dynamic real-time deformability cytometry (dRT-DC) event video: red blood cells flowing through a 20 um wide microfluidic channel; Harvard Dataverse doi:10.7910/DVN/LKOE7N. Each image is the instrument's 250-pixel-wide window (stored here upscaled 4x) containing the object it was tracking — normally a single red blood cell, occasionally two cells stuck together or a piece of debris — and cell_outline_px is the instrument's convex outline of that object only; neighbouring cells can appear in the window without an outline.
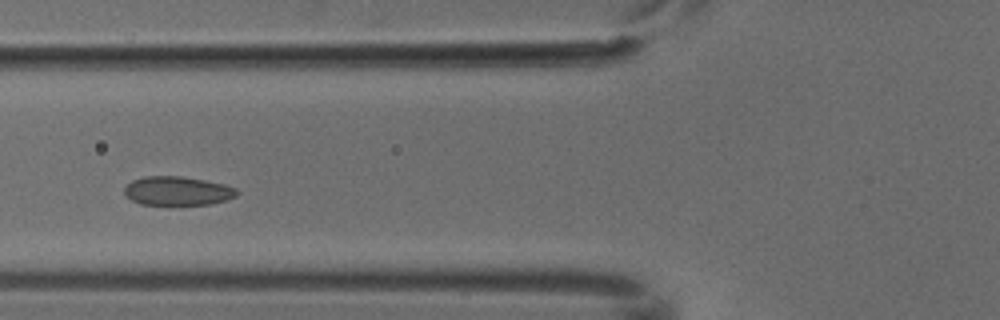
{"species": "common noctule bat (a hibernating species)", "species_latin": "Nyctalus noctula", "temperature_condition": "cold", "stored_images_in_passage": 4, "camera_frame_rate_fps": 3000, "um_per_image_px": 0.085, "animal": {"sex": "male", "body_mass_g": 18.8}, "frame": {"image": 1, "passage_image": 4, "time_ms": 1.0, "image_size_px": [1000, 320], "cell_outline_px": [[240, 192], [236, 196], [212, 204], [140, 204], [132, 200], [124, 192], [124, 188], [132, 180], [144, 176], [184, 176], [224, 184], [236, 188]], "centroid_in_image_um": [15.1, 16.21], "position_along_channel_um": 110.7, "area_um2": 18.84}}